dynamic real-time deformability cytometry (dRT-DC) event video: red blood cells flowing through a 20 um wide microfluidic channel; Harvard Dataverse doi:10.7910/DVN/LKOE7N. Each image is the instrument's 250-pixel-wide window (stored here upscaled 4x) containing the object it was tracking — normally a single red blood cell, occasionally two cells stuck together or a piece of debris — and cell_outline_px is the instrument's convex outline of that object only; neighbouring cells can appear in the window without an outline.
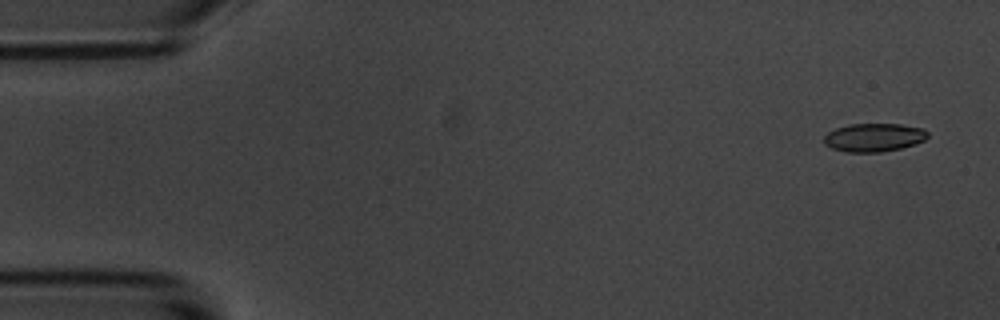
{"species": "common noctule bat (a hibernating species)", "species_latin": "Nyctalus noctula", "temperature_condition": "room temperature", "stored_images_in_passage": 5, "camera_frame_rate_fps": 3000, "um_per_image_px": 0.085, "animal": {"sex": "male", "body_mass_g": 20.1, "forearm_length_mm": 53.5}, "frame": {"image": 1, "passage_image": 1, "time_ms": 0.0, "image_size_px": [1000, 320], "cell_outline_px": [[928, 136], [924, 140], [916, 144], [900, 148], [880, 152], [844, 152], [832, 148], [824, 144], [824, 136], [828, 132], [836, 128], [848, 124], [900, 124], [924, 128], [928, 132]], "centroid_in_image_um": [74.28, 11.68], "position_along_channel_um": 10.7, "area_um2": 17.22}}
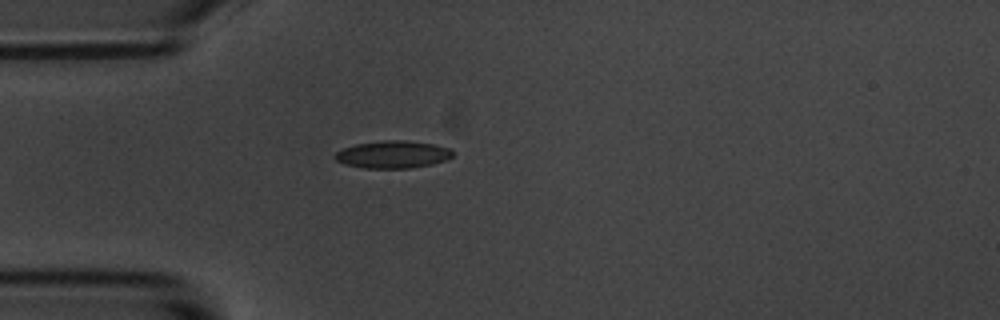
{"frame": {"image": 2, "passage_image": 5, "time_ms": 4.333, "image_size_px": [1000, 320], "cell_outline_px": [[452, 156], [444, 160], [432, 164], [412, 168], [364, 168], [344, 164], [336, 160], [332, 156], [336, 152], [344, 148], [356, 144], [384, 140], [404, 140], [432, 144], [452, 148]], "centroid_in_image_um": [33.37, 13.13], "position_along_channel_um": 51.6, "area_um2": 18.79}}